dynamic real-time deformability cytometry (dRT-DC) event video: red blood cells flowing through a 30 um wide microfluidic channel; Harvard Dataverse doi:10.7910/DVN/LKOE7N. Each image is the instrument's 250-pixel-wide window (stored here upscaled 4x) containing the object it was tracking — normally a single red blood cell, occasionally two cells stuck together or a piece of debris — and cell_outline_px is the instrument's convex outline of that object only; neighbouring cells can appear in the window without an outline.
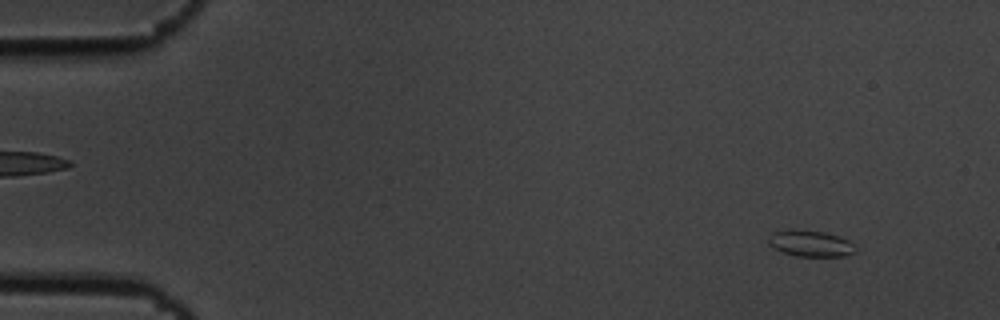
{"species": "common noctule bat (a hibernating species)", "species_latin": "Nyctalus noctula", "temperature_condition": "cold", "stored_images_in_passage": 55, "camera_frame_rate_fps": 3000, "um_per_image_px": 0.085, "animal": {"sex": "male", "body_mass_g": 19.5, "forearm_length_mm": 54.6}, "frame": {"image": 1, "passage_image": 5, "time_ms": 1.333, "image_size_px": [1000, 320], "cell_outline_px": [[856, 252], [848, 256], [796, 256], [784, 252], [768, 244], [768, 240], [772, 232], [788, 228], [824, 232], [848, 240], [856, 248]], "centroid_in_image_um": [68.88, 20.68], "position_along_channel_um": 16.1, "area_um2": 13.29}}
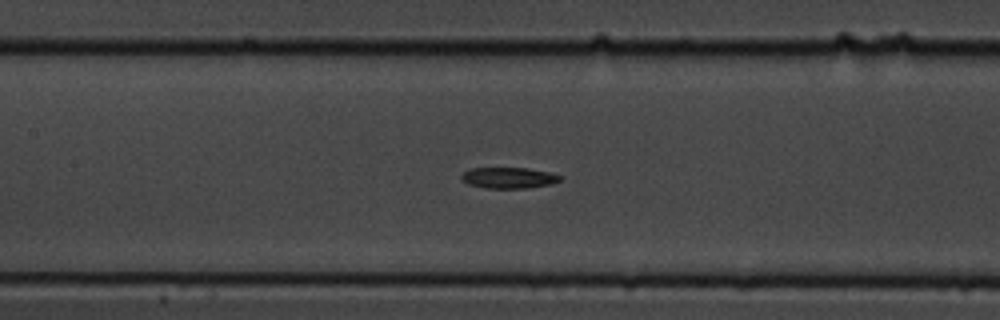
{"frame": {"image": 2, "passage_image": 26, "time_ms": 8.333, "image_size_px": [1000, 320], "cell_outline_px": [[560, 180], [552, 184], [528, 188], [488, 188], [468, 184], [460, 176], [464, 172], [472, 168], [528, 168], [548, 172], [560, 176]], "centroid_in_image_um": [43.24, 15.11], "position_along_channel_um": 164.2, "area_um2": 11.91}}
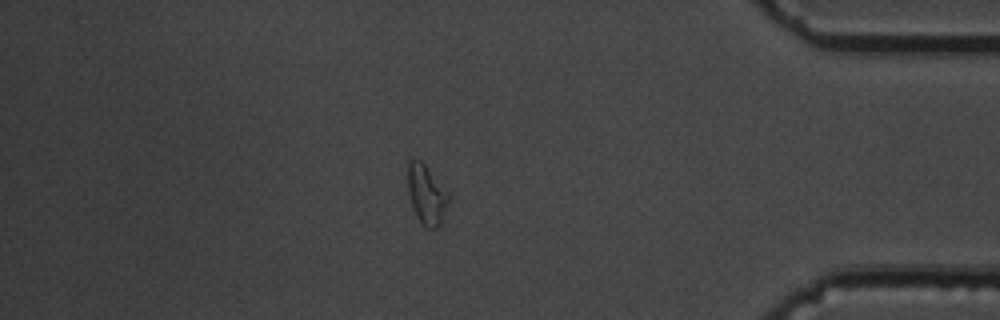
{"frame": {"image": 3, "passage_image": 48, "time_ms": 15.667, "image_size_px": [1000, 320], "cell_outline_px": [[448, 200], [440, 224], [436, 228], [428, 228], [416, 216], [408, 192], [408, 160], [420, 160], [424, 164], [448, 192]], "centroid_in_image_um": [36.23, 16.52], "position_along_channel_um": 399.0, "area_um2": 13.58}, "authors_computed_cell_mechanics": {"area_um2": 12.8316, "velocity_mm_per_s": 3.6448, "shape_relaxation_time_tau1_ms": 2.3732, "shape_relaxation_time_tau2_ms": null, "deformation_change_tau1": 0.1518, "deformation_change_tau2": null}}